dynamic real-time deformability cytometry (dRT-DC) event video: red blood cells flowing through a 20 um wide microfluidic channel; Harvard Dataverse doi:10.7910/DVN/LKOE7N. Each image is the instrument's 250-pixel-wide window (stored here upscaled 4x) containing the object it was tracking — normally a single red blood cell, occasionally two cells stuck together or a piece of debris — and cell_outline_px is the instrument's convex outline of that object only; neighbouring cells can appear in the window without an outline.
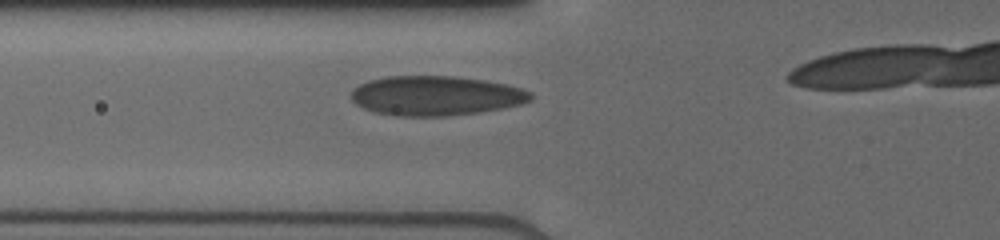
{"species": "human", "species_latin": "Homo sapiens", "temperature_condition": "cold", "stored_images_in_passage": 45, "camera_frame_rate_fps": 3000, "um_per_image_px": 0.085, "donor": {"sex": "male"}, "frame": {"image": 1, "passage_image": 11, "time_ms": 2.333, "image_size_px": [1000, 240], "cell_outline_px": [[532, 100], [520, 104], [500, 108], [476, 112], [444, 116], [400, 116], [376, 112], [364, 108], [356, 104], [352, 100], [352, 92], [360, 84], [368, 80], [388, 76], [456, 76], [484, 80], [508, 84], [524, 88], [532, 92]], "centroid_in_image_um": [37.07, 8.12], "position_along_channel_um": 88.7, "area_um2": 41.27}}
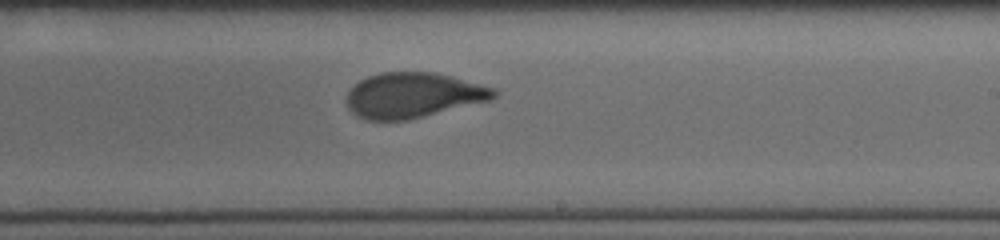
{"frame": {"image": 2, "passage_image": 27, "time_ms": 6.333, "image_size_px": [1000, 240], "cell_outline_px": [[496, 96], [488, 100], [408, 120], [368, 120], [356, 116], [348, 108], [348, 92], [360, 80], [368, 76], [380, 72], [436, 72], [452, 76], [496, 88]], "centroid_in_image_um": [35.11, 8.08], "position_along_channel_um": 253.9, "area_um2": 38.49}}
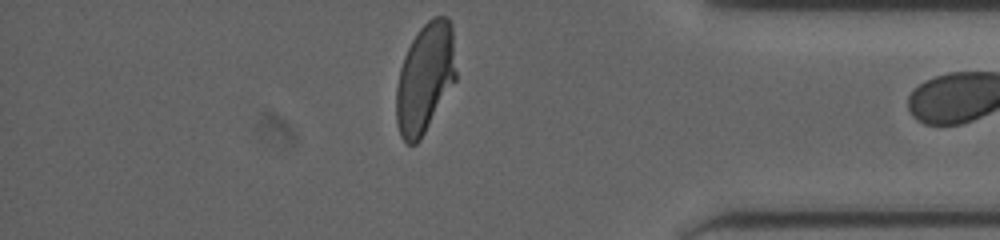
{"frame": {"image": 3, "passage_image": 44, "time_ms": 10.333, "image_size_px": [1000, 240], "cell_outline_px": [[456, 80], [420, 140], [416, 144], [408, 144], [400, 136], [396, 120], [396, 88], [400, 68], [404, 56], [416, 32], [432, 16], [444, 16], [452, 24], [456, 72]], "centroid_in_image_um": [36.13, 6.63], "position_along_channel_um": 399.1, "area_um2": 38.26}}